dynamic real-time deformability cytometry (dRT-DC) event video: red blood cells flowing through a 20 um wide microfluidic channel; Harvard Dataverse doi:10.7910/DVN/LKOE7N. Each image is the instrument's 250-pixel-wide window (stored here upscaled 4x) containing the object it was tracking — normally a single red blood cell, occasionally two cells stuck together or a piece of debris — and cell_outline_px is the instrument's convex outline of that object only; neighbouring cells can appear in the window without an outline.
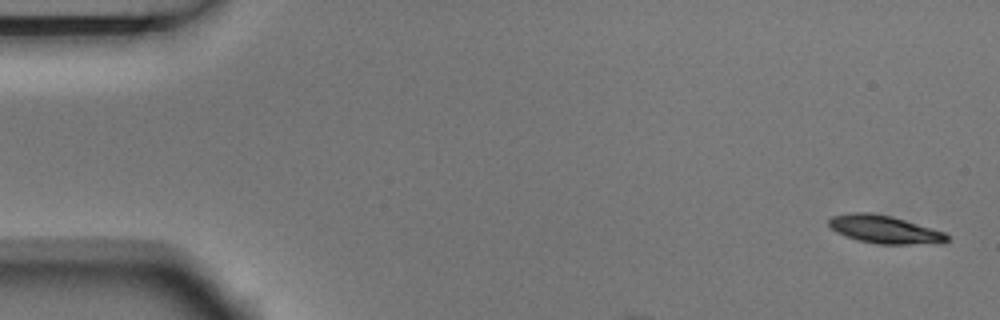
{"species": "Egyptian fruit bat (a non-hibernating species)", "species_latin": "Rousettus aegyptiacus", "temperature_condition": "room temperature", "stored_images_in_passage": 4, "camera_frame_rate_fps": 3000, "um_per_image_px": 0.085, "animal": {"sex": "male"}, "frame": {"image": 1, "passage_image": 1, "time_ms": 0.0, "image_size_px": [1000, 320], "cell_outline_px": [[948, 240], [940, 244], [876, 244], [856, 240], [836, 232], [828, 224], [828, 220], [832, 216], [848, 212], [872, 212], [892, 216], [944, 232], [948, 236]], "centroid_in_image_um": [75.16, 19.5], "position_along_channel_um": 9.8, "area_um2": 19.42}}
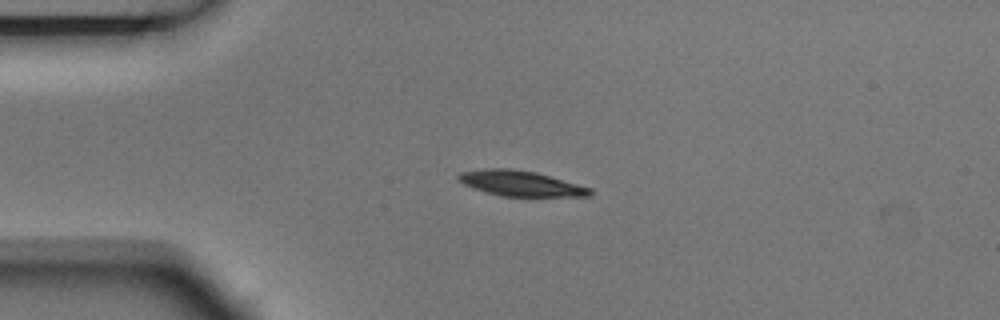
{"frame": {"image": 2, "passage_image": 4, "time_ms": 1.0, "image_size_px": [1000, 320], "cell_outline_px": [[592, 196], [500, 196], [464, 184], [456, 180], [456, 176], [460, 172], [484, 168], [512, 168], [536, 172], [592, 188]], "centroid_in_image_um": [44.24, 15.57], "position_along_channel_um": 40.8, "area_um2": 19.42}}